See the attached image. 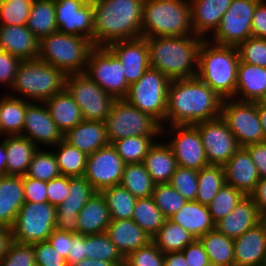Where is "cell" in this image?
<instances>
[{
    "instance_id": "6da1fadb",
    "label": "cell",
    "mask_w": 266,
    "mask_h": 266,
    "mask_svg": "<svg viewBox=\"0 0 266 266\" xmlns=\"http://www.w3.org/2000/svg\"><path fill=\"white\" fill-rule=\"evenodd\" d=\"M223 98L197 76L171 80L165 124L194 125L221 117Z\"/></svg>"
},
{
    "instance_id": "7a4b0ae2",
    "label": "cell",
    "mask_w": 266,
    "mask_h": 266,
    "mask_svg": "<svg viewBox=\"0 0 266 266\" xmlns=\"http://www.w3.org/2000/svg\"><path fill=\"white\" fill-rule=\"evenodd\" d=\"M94 46L142 36L144 0H92Z\"/></svg>"
},
{
    "instance_id": "3957f363",
    "label": "cell",
    "mask_w": 266,
    "mask_h": 266,
    "mask_svg": "<svg viewBox=\"0 0 266 266\" xmlns=\"http://www.w3.org/2000/svg\"><path fill=\"white\" fill-rule=\"evenodd\" d=\"M150 68L170 80L192 78L198 72V52L203 38L195 35L146 38Z\"/></svg>"
},
{
    "instance_id": "277c9868",
    "label": "cell",
    "mask_w": 266,
    "mask_h": 266,
    "mask_svg": "<svg viewBox=\"0 0 266 266\" xmlns=\"http://www.w3.org/2000/svg\"><path fill=\"white\" fill-rule=\"evenodd\" d=\"M239 61L236 47L203 40L198 52L197 77L223 99L233 98Z\"/></svg>"
},
{
    "instance_id": "5b68a950",
    "label": "cell",
    "mask_w": 266,
    "mask_h": 266,
    "mask_svg": "<svg viewBox=\"0 0 266 266\" xmlns=\"http://www.w3.org/2000/svg\"><path fill=\"white\" fill-rule=\"evenodd\" d=\"M66 75L56 67L42 60H22L10 95L30 102H44L65 89ZM16 93L15 95H13ZM20 94V95H19ZM18 95V96H17Z\"/></svg>"
},
{
    "instance_id": "8992f818",
    "label": "cell",
    "mask_w": 266,
    "mask_h": 266,
    "mask_svg": "<svg viewBox=\"0 0 266 266\" xmlns=\"http://www.w3.org/2000/svg\"><path fill=\"white\" fill-rule=\"evenodd\" d=\"M142 37L194 35L189 0H144Z\"/></svg>"
},
{
    "instance_id": "52a82bcc",
    "label": "cell",
    "mask_w": 266,
    "mask_h": 266,
    "mask_svg": "<svg viewBox=\"0 0 266 266\" xmlns=\"http://www.w3.org/2000/svg\"><path fill=\"white\" fill-rule=\"evenodd\" d=\"M94 47L84 37L56 31L39 39L38 59L61 70L66 76L84 73Z\"/></svg>"
},
{
    "instance_id": "ba28073f",
    "label": "cell",
    "mask_w": 266,
    "mask_h": 266,
    "mask_svg": "<svg viewBox=\"0 0 266 266\" xmlns=\"http://www.w3.org/2000/svg\"><path fill=\"white\" fill-rule=\"evenodd\" d=\"M110 144L133 136H161L162 125L151 115L140 111L125 99H116L106 118Z\"/></svg>"
},
{
    "instance_id": "9c48e42d",
    "label": "cell",
    "mask_w": 266,
    "mask_h": 266,
    "mask_svg": "<svg viewBox=\"0 0 266 266\" xmlns=\"http://www.w3.org/2000/svg\"><path fill=\"white\" fill-rule=\"evenodd\" d=\"M170 81L159 70L149 68L137 82L129 85L124 99L140 111L154 117L162 127H165Z\"/></svg>"
},
{
    "instance_id": "30bf717a",
    "label": "cell",
    "mask_w": 266,
    "mask_h": 266,
    "mask_svg": "<svg viewBox=\"0 0 266 266\" xmlns=\"http://www.w3.org/2000/svg\"><path fill=\"white\" fill-rule=\"evenodd\" d=\"M56 224V207L49 202H25L12 226L14 242L35 244L48 240Z\"/></svg>"
},
{
    "instance_id": "8fae6325",
    "label": "cell",
    "mask_w": 266,
    "mask_h": 266,
    "mask_svg": "<svg viewBox=\"0 0 266 266\" xmlns=\"http://www.w3.org/2000/svg\"><path fill=\"white\" fill-rule=\"evenodd\" d=\"M65 89L79 106L83 120L105 122L116 100L84 73L67 75Z\"/></svg>"
},
{
    "instance_id": "7c38bea8",
    "label": "cell",
    "mask_w": 266,
    "mask_h": 266,
    "mask_svg": "<svg viewBox=\"0 0 266 266\" xmlns=\"http://www.w3.org/2000/svg\"><path fill=\"white\" fill-rule=\"evenodd\" d=\"M221 117L234 134L240 147L265 141L257 102L223 99Z\"/></svg>"
},
{
    "instance_id": "4fadbf2b",
    "label": "cell",
    "mask_w": 266,
    "mask_h": 266,
    "mask_svg": "<svg viewBox=\"0 0 266 266\" xmlns=\"http://www.w3.org/2000/svg\"><path fill=\"white\" fill-rule=\"evenodd\" d=\"M119 59L107 47H94L89 54L86 74L115 99H124L129 84Z\"/></svg>"
},
{
    "instance_id": "5bb4252c",
    "label": "cell",
    "mask_w": 266,
    "mask_h": 266,
    "mask_svg": "<svg viewBox=\"0 0 266 266\" xmlns=\"http://www.w3.org/2000/svg\"><path fill=\"white\" fill-rule=\"evenodd\" d=\"M261 0H233L212 38L214 44L237 47L252 36V18Z\"/></svg>"
},
{
    "instance_id": "9a60e30c",
    "label": "cell",
    "mask_w": 266,
    "mask_h": 266,
    "mask_svg": "<svg viewBox=\"0 0 266 266\" xmlns=\"http://www.w3.org/2000/svg\"><path fill=\"white\" fill-rule=\"evenodd\" d=\"M163 136H171V139L167 138L166 143L170 146L178 166L200 170L209 165L198 128L195 125L162 127L160 138L162 139Z\"/></svg>"
},
{
    "instance_id": "2e32d148",
    "label": "cell",
    "mask_w": 266,
    "mask_h": 266,
    "mask_svg": "<svg viewBox=\"0 0 266 266\" xmlns=\"http://www.w3.org/2000/svg\"><path fill=\"white\" fill-rule=\"evenodd\" d=\"M194 125L198 128L209 165L223 166L240 148L222 117Z\"/></svg>"
},
{
    "instance_id": "e0dca14e",
    "label": "cell",
    "mask_w": 266,
    "mask_h": 266,
    "mask_svg": "<svg viewBox=\"0 0 266 266\" xmlns=\"http://www.w3.org/2000/svg\"><path fill=\"white\" fill-rule=\"evenodd\" d=\"M59 32L84 37L94 44L92 0H54Z\"/></svg>"
},
{
    "instance_id": "ac0fdd59",
    "label": "cell",
    "mask_w": 266,
    "mask_h": 266,
    "mask_svg": "<svg viewBox=\"0 0 266 266\" xmlns=\"http://www.w3.org/2000/svg\"><path fill=\"white\" fill-rule=\"evenodd\" d=\"M125 163L112 144L88 156L84 177L96 192L120 185Z\"/></svg>"
},
{
    "instance_id": "d6986e66",
    "label": "cell",
    "mask_w": 266,
    "mask_h": 266,
    "mask_svg": "<svg viewBox=\"0 0 266 266\" xmlns=\"http://www.w3.org/2000/svg\"><path fill=\"white\" fill-rule=\"evenodd\" d=\"M96 191L85 177L69 176V193L56 207L55 229L78 234V213Z\"/></svg>"
},
{
    "instance_id": "ffe728a7",
    "label": "cell",
    "mask_w": 266,
    "mask_h": 266,
    "mask_svg": "<svg viewBox=\"0 0 266 266\" xmlns=\"http://www.w3.org/2000/svg\"><path fill=\"white\" fill-rule=\"evenodd\" d=\"M21 136L31 140L38 148H41V144L53 148L63 140V133L51 118L44 102H31L26 107Z\"/></svg>"
},
{
    "instance_id": "44dd1931",
    "label": "cell",
    "mask_w": 266,
    "mask_h": 266,
    "mask_svg": "<svg viewBox=\"0 0 266 266\" xmlns=\"http://www.w3.org/2000/svg\"><path fill=\"white\" fill-rule=\"evenodd\" d=\"M107 48L121 62L129 85L137 82L150 68L149 48L145 37L113 42Z\"/></svg>"
},
{
    "instance_id": "7402d4cb",
    "label": "cell",
    "mask_w": 266,
    "mask_h": 266,
    "mask_svg": "<svg viewBox=\"0 0 266 266\" xmlns=\"http://www.w3.org/2000/svg\"><path fill=\"white\" fill-rule=\"evenodd\" d=\"M233 0H189L191 26L195 36L211 38ZM212 33V34H211ZM210 36H209V35Z\"/></svg>"
},
{
    "instance_id": "603a6c76",
    "label": "cell",
    "mask_w": 266,
    "mask_h": 266,
    "mask_svg": "<svg viewBox=\"0 0 266 266\" xmlns=\"http://www.w3.org/2000/svg\"><path fill=\"white\" fill-rule=\"evenodd\" d=\"M266 229L260 221L234 239V266H265Z\"/></svg>"
},
{
    "instance_id": "cb8c5ba5",
    "label": "cell",
    "mask_w": 266,
    "mask_h": 266,
    "mask_svg": "<svg viewBox=\"0 0 266 266\" xmlns=\"http://www.w3.org/2000/svg\"><path fill=\"white\" fill-rule=\"evenodd\" d=\"M223 167L225 184L240 190L245 196H250L260 177L249 152L244 147H240Z\"/></svg>"
},
{
    "instance_id": "d4e9b609",
    "label": "cell",
    "mask_w": 266,
    "mask_h": 266,
    "mask_svg": "<svg viewBox=\"0 0 266 266\" xmlns=\"http://www.w3.org/2000/svg\"><path fill=\"white\" fill-rule=\"evenodd\" d=\"M39 39L26 25H0V50L22 60L38 58Z\"/></svg>"
},
{
    "instance_id": "484cf974",
    "label": "cell",
    "mask_w": 266,
    "mask_h": 266,
    "mask_svg": "<svg viewBox=\"0 0 266 266\" xmlns=\"http://www.w3.org/2000/svg\"><path fill=\"white\" fill-rule=\"evenodd\" d=\"M261 221L254 200L245 196L235 209L215 223V228L225 236L236 239Z\"/></svg>"
},
{
    "instance_id": "4316f807",
    "label": "cell",
    "mask_w": 266,
    "mask_h": 266,
    "mask_svg": "<svg viewBox=\"0 0 266 266\" xmlns=\"http://www.w3.org/2000/svg\"><path fill=\"white\" fill-rule=\"evenodd\" d=\"M63 140L88 156L110 144L105 122L88 120H82L68 130L63 134Z\"/></svg>"
},
{
    "instance_id": "83f0119b",
    "label": "cell",
    "mask_w": 266,
    "mask_h": 266,
    "mask_svg": "<svg viewBox=\"0 0 266 266\" xmlns=\"http://www.w3.org/2000/svg\"><path fill=\"white\" fill-rule=\"evenodd\" d=\"M106 233L124 257L152 242V238L132 219L111 220Z\"/></svg>"
},
{
    "instance_id": "f1b7e54d",
    "label": "cell",
    "mask_w": 266,
    "mask_h": 266,
    "mask_svg": "<svg viewBox=\"0 0 266 266\" xmlns=\"http://www.w3.org/2000/svg\"><path fill=\"white\" fill-rule=\"evenodd\" d=\"M266 94V68L239 61L234 99L257 102Z\"/></svg>"
},
{
    "instance_id": "f546056e",
    "label": "cell",
    "mask_w": 266,
    "mask_h": 266,
    "mask_svg": "<svg viewBox=\"0 0 266 266\" xmlns=\"http://www.w3.org/2000/svg\"><path fill=\"white\" fill-rule=\"evenodd\" d=\"M24 203L23 176L0 175V226L12 227Z\"/></svg>"
},
{
    "instance_id": "4dcf8cb0",
    "label": "cell",
    "mask_w": 266,
    "mask_h": 266,
    "mask_svg": "<svg viewBox=\"0 0 266 266\" xmlns=\"http://www.w3.org/2000/svg\"><path fill=\"white\" fill-rule=\"evenodd\" d=\"M110 222L106 200L101 192H95L78 213V234L104 233Z\"/></svg>"
},
{
    "instance_id": "1f68e13d",
    "label": "cell",
    "mask_w": 266,
    "mask_h": 266,
    "mask_svg": "<svg viewBox=\"0 0 266 266\" xmlns=\"http://www.w3.org/2000/svg\"><path fill=\"white\" fill-rule=\"evenodd\" d=\"M169 220L187 230L195 239L215 229L208 206L197 201H187Z\"/></svg>"
},
{
    "instance_id": "d6a6232c",
    "label": "cell",
    "mask_w": 266,
    "mask_h": 266,
    "mask_svg": "<svg viewBox=\"0 0 266 266\" xmlns=\"http://www.w3.org/2000/svg\"><path fill=\"white\" fill-rule=\"evenodd\" d=\"M44 104L63 134L83 120L79 106L66 89L45 100Z\"/></svg>"
},
{
    "instance_id": "836d02e7",
    "label": "cell",
    "mask_w": 266,
    "mask_h": 266,
    "mask_svg": "<svg viewBox=\"0 0 266 266\" xmlns=\"http://www.w3.org/2000/svg\"><path fill=\"white\" fill-rule=\"evenodd\" d=\"M143 163L156 184L169 183L178 166L170 146L159 139L150 148Z\"/></svg>"
},
{
    "instance_id": "e575fe53",
    "label": "cell",
    "mask_w": 266,
    "mask_h": 266,
    "mask_svg": "<svg viewBox=\"0 0 266 266\" xmlns=\"http://www.w3.org/2000/svg\"><path fill=\"white\" fill-rule=\"evenodd\" d=\"M5 137L6 175L26 174L33 154L38 147L28 138L21 135Z\"/></svg>"
},
{
    "instance_id": "d590c367",
    "label": "cell",
    "mask_w": 266,
    "mask_h": 266,
    "mask_svg": "<svg viewBox=\"0 0 266 266\" xmlns=\"http://www.w3.org/2000/svg\"><path fill=\"white\" fill-rule=\"evenodd\" d=\"M30 101L8 94L0 99V136L22 135L26 107Z\"/></svg>"
},
{
    "instance_id": "8d00e7d4",
    "label": "cell",
    "mask_w": 266,
    "mask_h": 266,
    "mask_svg": "<svg viewBox=\"0 0 266 266\" xmlns=\"http://www.w3.org/2000/svg\"><path fill=\"white\" fill-rule=\"evenodd\" d=\"M213 266H234V239L216 228L199 238Z\"/></svg>"
},
{
    "instance_id": "74e56055",
    "label": "cell",
    "mask_w": 266,
    "mask_h": 266,
    "mask_svg": "<svg viewBox=\"0 0 266 266\" xmlns=\"http://www.w3.org/2000/svg\"><path fill=\"white\" fill-rule=\"evenodd\" d=\"M54 0H34L26 26L38 38L58 31Z\"/></svg>"
},
{
    "instance_id": "f35d334b",
    "label": "cell",
    "mask_w": 266,
    "mask_h": 266,
    "mask_svg": "<svg viewBox=\"0 0 266 266\" xmlns=\"http://www.w3.org/2000/svg\"><path fill=\"white\" fill-rule=\"evenodd\" d=\"M120 185L135 198H147L153 195L156 183L141 162L125 164Z\"/></svg>"
},
{
    "instance_id": "ab89813d",
    "label": "cell",
    "mask_w": 266,
    "mask_h": 266,
    "mask_svg": "<svg viewBox=\"0 0 266 266\" xmlns=\"http://www.w3.org/2000/svg\"><path fill=\"white\" fill-rule=\"evenodd\" d=\"M194 240L195 238L187 230L169 219L152 238V242L164 254L182 252Z\"/></svg>"
},
{
    "instance_id": "60d3db41",
    "label": "cell",
    "mask_w": 266,
    "mask_h": 266,
    "mask_svg": "<svg viewBox=\"0 0 266 266\" xmlns=\"http://www.w3.org/2000/svg\"><path fill=\"white\" fill-rule=\"evenodd\" d=\"M53 153L61 175L70 177H84L88 155L81 152L78 148L69 145L62 140L53 146Z\"/></svg>"
},
{
    "instance_id": "b9f144b4",
    "label": "cell",
    "mask_w": 266,
    "mask_h": 266,
    "mask_svg": "<svg viewBox=\"0 0 266 266\" xmlns=\"http://www.w3.org/2000/svg\"><path fill=\"white\" fill-rule=\"evenodd\" d=\"M132 220L138 224L149 237L153 238L167 218L157 207L153 197L137 198Z\"/></svg>"
},
{
    "instance_id": "7bdbcfd3",
    "label": "cell",
    "mask_w": 266,
    "mask_h": 266,
    "mask_svg": "<svg viewBox=\"0 0 266 266\" xmlns=\"http://www.w3.org/2000/svg\"><path fill=\"white\" fill-rule=\"evenodd\" d=\"M225 184V171L221 165H208L198 170V190L195 201L209 205Z\"/></svg>"
},
{
    "instance_id": "ee69618b",
    "label": "cell",
    "mask_w": 266,
    "mask_h": 266,
    "mask_svg": "<svg viewBox=\"0 0 266 266\" xmlns=\"http://www.w3.org/2000/svg\"><path fill=\"white\" fill-rule=\"evenodd\" d=\"M104 196L111 220L132 219L137 201L126 188L115 185L101 191Z\"/></svg>"
},
{
    "instance_id": "f6af8a7d",
    "label": "cell",
    "mask_w": 266,
    "mask_h": 266,
    "mask_svg": "<svg viewBox=\"0 0 266 266\" xmlns=\"http://www.w3.org/2000/svg\"><path fill=\"white\" fill-rule=\"evenodd\" d=\"M160 136H133L112 143L125 164L141 163Z\"/></svg>"
},
{
    "instance_id": "bcb514c9",
    "label": "cell",
    "mask_w": 266,
    "mask_h": 266,
    "mask_svg": "<svg viewBox=\"0 0 266 266\" xmlns=\"http://www.w3.org/2000/svg\"><path fill=\"white\" fill-rule=\"evenodd\" d=\"M86 258L112 262L116 266L125 264V257L106 232L86 235Z\"/></svg>"
},
{
    "instance_id": "7dc6e473",
    "label": "cell",
    "mask_w": 266,
    "mask_h": 266,
    "mask_svg": "<svg viewBox=\"0 0 266 266\" xmlns=\"http://www.w3.org/2000/svg\"><path fill=\"white\" fill-rule=\"evenodd\" d=\"M61 175L56 157L52 150L38 148L33 154L25 176L41 181H50Z\"/></svg>"
},
{
    "instance_id": "c3c4849f",
    "label": "cell",
    "mask_w": 266,
    "mask_h": 266,
    "mask_svg": "<svg viewBox=\"0 0 266 266\" xmlns=\"http://www.w3.org/2000/svg\"><path fill=\"white\" fill-rule=\"evenodd\" d=\"M245 195L238 189L224 184L208 206L212 220L216 223L231 213Z\"/></svg>"
},
{
    "instance_id": "681fc988",
    "label": "cell",
    "mask_w": 266,
    "mask_h": 266,
    "mask_svg": "<svg viewBox=\"0 0 266 266\" xmlns=\"http://www.w3.org/2000/svg\"><path fill=\"white\" fill-rule=\"evenodd\" d=\"M152 197L167 219L176 214L187 202L170 183L156 184Z\"/></svg>"
},
{
    "instance_id": "f907efd6",
    "label": "cell",
    "mask_w": 266,
    "mask_h": 266,
    "mask_svg": "<svg viewBox=\"0 0 266 266\" xmlns=\"http://www.w3.org/2000/svg\"><path fill=\"white\" fill-rule=\"evenodd\" d=\"M34 0H7L0 3V25H26Z\"/></svg>"
},
{
    "instance_id": "816d5d0a",
    "label": "cell",
    "mask_w": 266,
    "mask_h": 266,
    "mask_svg": "<svg viewBox=\"0 0 266 266\" xmlns=\"http://www.w3.org/2000/svg\"><path fill=\"white\" fill-rule=\"evenodd\" d=\"M169 183L187 201H195L198 190V170L177 166Z\"/></svg>"
},
{
    "instance_id": "f5cc1de1",
    "label": "cell",
    "mask_w": 266,
    "mask_h": 266,
    "mask_svg": "<svg viewBox=\"0 0 266 266\" xmlns=\"http://www.w3.org/2000/svg\"><path fill=\"white\" fill-rule=\"evenodd\" d=\"M236 48L240 61L266 68V38L251 36Z\"/></svg>"
},
{
    "instance_id": "db71d44e",
    "label": "cell",
    "mask_w": 266,
    "mask_h": 266,
    "mask_svg": "<svg viewBox=\"0 0 266 266\" xmlns=\"http://www.w3.org/2000/svg\"><path fill=\"white\" fill-rule=\"evenodd\" d=\"M127 266H164V253L150 242L147 246L130 252L125 257Z\"/></svg>"
},
{
    "instance_id": "11a10c76",
    "label": "cell",
    "mask_w": 266,
    "mask_h": 266,
    "mask_svg": "<svg viewBox=\"0 0 266 266\" xmlns=\"http://www.w3.org/2000/svg\"><path fill=\"white\" fill-rule=\"evenodd\" d=\"M0 266H36L33 244L14 242L0 261Z\"/></svg>"
},
{
    "instance_id": "9f6ffc18",
    "label": "cell",
    "mask_w": 266,
    "mask_h": 266,
    "mask_svg": "<svg viewBox=\"0 0 266 266\" xmlns=\"http://www.w3.org/2000/svg\"><path fill=\"white\" fill-rule=\"evenodd\" d=\"M36 266H68L65 257L59 255L48 240L33 244Z\"/></svg>"
},
{
    "instance_id": "6f0895ef",
    "label": "cell",
    "mask_w": 266,
    "mask_h": 266,
    "mask_svg": "<svg viewBox=\"0 0 266 266\" xmlns=\"http://www.w3.org/2000/svg\"><path fill=\"white\" fill-rule=\"evenodd\" d=\"M48 202L58 207L68 196L69 193V176L60 175L47 182Z\"/></svg>"
},
{
    "instance_id": "680465c9",
    "label": "cell",
    "mask_w": 266,
    "mask_h": 266,
    "mask_svg": "<svg viewBox=\"0 0 266 266\" xmlns=\"http://www.w3.org/2000/svg\"><path fill=\"white\" fill-rule=\"evenodd\" d=\"M47 182L23 175V192L25 202H48Z\"/></svg>"
},
{
    "instance_id": "91938a15",
    "label": "cell",
    "mask_w": 266,
    "mask_h": 266,
    "mask_svg": "<svg viewBox=\"0 0 266 266\" xmlns=\"http://www.w3.org/2000/svg\"><path fill=\"white\" fill-rule=\"evenodd\" d=\"M21 60L8 53L7 51L0 50V85L12 87L15 79L16 70Z\"/></svg>"
},
{
    "instance_id": "94428289",
    "label": "cell",
    "mask_w": 266,
    "mask_h": 266,
    "mask_svg": "<svg viewBox=\"0 0 266 266\" xmlns=\"http://www.w3.org/2000/svg\"><path fill=\"white\" fill-rule=\"evenodd\" d=\"M188 266H204L210 264L207 253L199 239H195L182 251Z\"/></svg>"
},
{
    "instance_id": "6125c7cd",
    "label": "cell",
    "mask_w": 266,
    "mask_h": 266,
    "mask_svg": "<svg viewBox=\"0 0 266 266\" xmlns=\"http://www.w3.org/2000/svg\"><path fill=\"white\" fill-rule=\"evenodd\" d=\"M257 167L260 179L266 178V141L244 147Z\"/></svg>"
},
{
    "instance_id": "be15d7a7",
    "label": "cell",
    "mask_w": 266,
    "mask_h": 266,
    "mask_svg": "<svg viewBox=\"0 0 266 266\" xmlns=\"http://www.w3.org/2000/svg\"><path fill=\"white\" fill-rule=\"evenodd\" d=\"M51 246L57 250L59 255L67 258L70 254L72 246V233L54 229L52 234L48 237Z\"/></svg>"
},
{
    "instance_id": "e7e4bbea",
    "label": "cell",
    "mask_w": 266,
    "mask_h": 266,
    "mask_svg": "<svg viewBox=\"0 0 266 266\" xmlns=\"http://www.w3.org/2000/svg\"><path fill=\"white\" fill-rule=\"evenodd\" d=\"M251 25L253 37L266 38V0L257 4Z\"/></svg>"
},
{
    "instance_id": "03108f58",
    "label": "cell",
    "mask_w": 266,
    "mask_h": 266,
    "mask_svg": "<svg viewBox=\"0 0 266 266\" xmlns=\"http://www.w3.org/2000/svg\"><path fill=\"white\" fill-rule=\"evenodd\" d=\"M86 258V235L72 233V246L67 256L68 266L75 265Z\"/></svg>"
},
{
    "instance_id": "003e7915",
    "label": "cell",
    "mask_w": 266,
    "mask_h": 266,
    "mask_svg": "<svg viewBox=\"0 0 266 266\" xmlns=\"http://www.w3.org/2000/svg\"><path fill=\"white\" fill-rule=\"evenodd\" d=\"M250 197L254 200L260 215L266 212V178L259 180Z\"/></svg>"
},
{
    "instance_id": "a7ac6f4b",
    "label": "cell",
    "mask_w": 266,
    "mask_h": 266,
    "mask_svg": "<svg viewBox=\"0 0 266 266\" xmlns=\"http://www.w3.org/2000/svg\"><path fill=\"white\" fill-rule=\"evenodd\" d=\"M13 243L12 227L0 226V261L8 254Z\"/></svg>"
},
{
    "instance_id": "89a4df30",
    "label": "cell",
    "mask_w": 266,
    "mask_h": 266,
    "mask_svg": "<svg viewBox=\"0 0 266 266\" xmlns=\"http://www.w3.org/2000/svg\"><path fill=\"white\" fill-rule=\"evenodd\" d=\"M164 266H188L182 252L165 253Z\"/></svg>"
},
{
    "instance_id": "2644e50d",
    "label": "cell",
    "mask_w": 266,
    "mask_h": 266,
    "mask_svg": "<svg viewBox=\"0 0 266 266\" xmlns=\"http://www.w3.org/2000/svg\"><path fill=\"white\" fill-rule=\"evenodd\" d=\"M72 266H116L112 262L85 258Z\"/></svg>"
},
{
    "instance_id": "8c879c8a",
    "label": "cell",
    "mask_w": 266,
    "mask_h": 266,
    "mask_svg": "<svg viewBox=\"0 0 266 266\" xmlns=\"http://www.w3.org/2000/svg\"><path fill=\"white\" fill-rule=\"evenodd\" d=\"M257 110L266 141V104H263L261 101H257Z\"/></svg>"
},
{
    "instance_id": "753ad0ef",
    "label": "cell",
    "mask_w": 266,
    "mask_h": 266,
    "mask_svg": "<svg viewBox=\"0 0 266 266\" xmlns=\"http://www.w3.org/2000/svg\"><path fill=\"white\" fill-rule=\"evenodd\" d=\"M6 160L7 155L5 152V138L0 141V175H6Z\"/></svg>"
},
{
    "instance_id": "34e18365",
    "label": "cell",
    "mask_w": 266,
    "mask_h": 266,
    "mask_svg": "<svg viewBox=\"0 0 266 266\" xmlns=\"http://www.w3.org/2000/svg\"><path fill=\"white\" fill-rule=\"evenodd\" d=\"M261 222L264 224L265 229H266V212L261 214Z\"/></svg>"
},
{
    "instance_id": "11e5206c",
    "label": "cell",
    "mask_w": 266,
    "mask_h": 266,
    "mask_svg": "<svg viewBox=\"0 0 266 266\" xmlns=\"http://www.w3.org/2000/svg\"><path fill=\"white\" fill-rule=\"evenodd\" d=\"M263 104H266V94L264 95V97L260 100Z\"/></svg>"
}]
</instances>
